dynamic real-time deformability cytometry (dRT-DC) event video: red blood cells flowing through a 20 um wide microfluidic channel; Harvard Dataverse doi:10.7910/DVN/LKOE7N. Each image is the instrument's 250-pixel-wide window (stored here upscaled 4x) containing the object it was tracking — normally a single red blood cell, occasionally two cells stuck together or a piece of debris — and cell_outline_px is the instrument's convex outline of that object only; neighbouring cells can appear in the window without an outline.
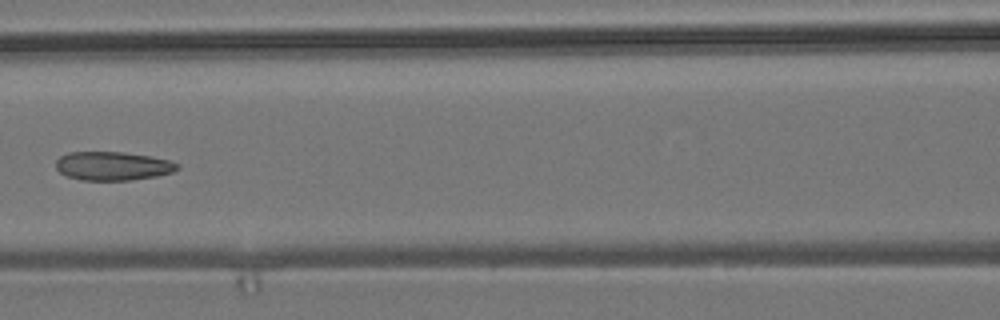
{"species": "common noctule bat (a hibernating species)", "species_latin": "Nyctalus noctula", "temperature_condition": "room temperature", "stored_images_in_passage": 7, "camera_frame_rate_fps": 3000, "um_per_image_px": 0.085, "animal": {"sex": "male", "body_mass_g": 19.2, "forearm_length_mm": 51.8}, "frame": {"image": 1, "passage_image": 6, "time_ms": 1.667, "image_size_px": [1000, 320], "cell_outline_px": [[180, 168], [172, 172], [156, 176], [128, 180], [80, 180], [68, 176], [60, 172], [56, 168], [56, 160], [60, 156], [68, 152], [124, 152], [172, 160], [180, 164]], "centroid_in_image_um": [9.6, 14.1], "position_along_channel_um": 157.0, "area_um2": 20.35}}
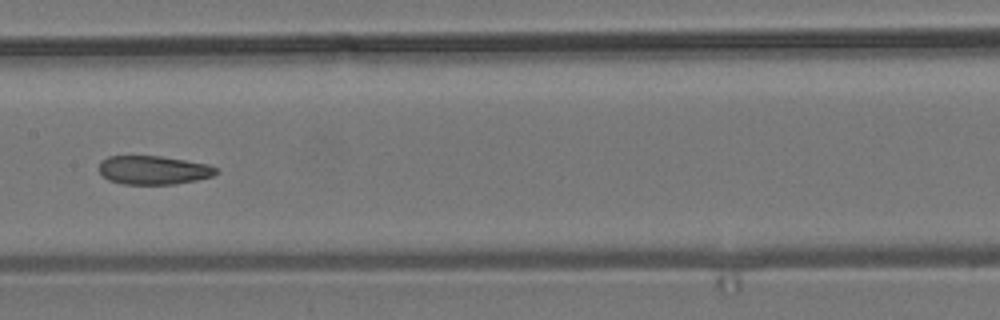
{"frame": {"image": 2, "passage_image": 7, "time_ms": 2.0, "image_size_px": [1000, 320], "cell_outline_px": [[220, 172], [212, 176], [196, 180], [176, 184], [124, 184], [108, 180], [100, 172], [100, 160], [108, 156], [160, 156], [208, 164], [216, 168]], "centroid_in_image_um": [13.05, 14.46], "position_along_channel_um": 194.4, "area_um2": 19.54}}